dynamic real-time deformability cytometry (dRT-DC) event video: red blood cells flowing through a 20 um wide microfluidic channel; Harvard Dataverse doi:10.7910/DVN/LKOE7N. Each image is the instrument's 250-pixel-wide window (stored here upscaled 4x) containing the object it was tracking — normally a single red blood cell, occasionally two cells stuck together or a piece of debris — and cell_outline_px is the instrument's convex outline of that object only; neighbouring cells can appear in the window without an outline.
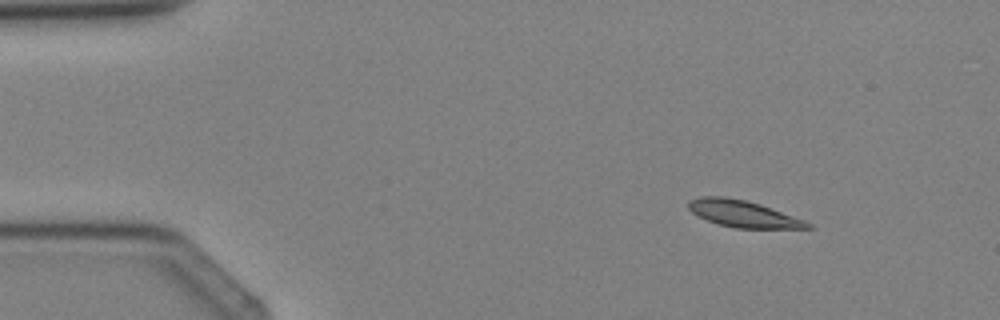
{"species": "Egyptian fruit bat (a non-hibernating species)", "species_latin": "Rousettus aegyptiacus", "temperature_condition": "cold", "stored_images_in_passage": 4, "camera_frame_rate_fps": 3000, "um_per_image_px": 0.085, "animal": {"sex": "female"}, "frame": {"image": 1, "passage_image": 1, "time_ms": 0.0, "image_size_px": [1000, 320], "cell_outline_px": [[816, 228], [736, 228], [720, 224], [708, 220], [692, 212], [688, 208], [688, 200], [700, 196], [724, 196], [744, 200], [760, 204], [804, 220], [812, 224]], "centroid_in_image_um": [63.16, 18.16], "position_along_channel_um": 21.8, "area_um2": 18.32}}
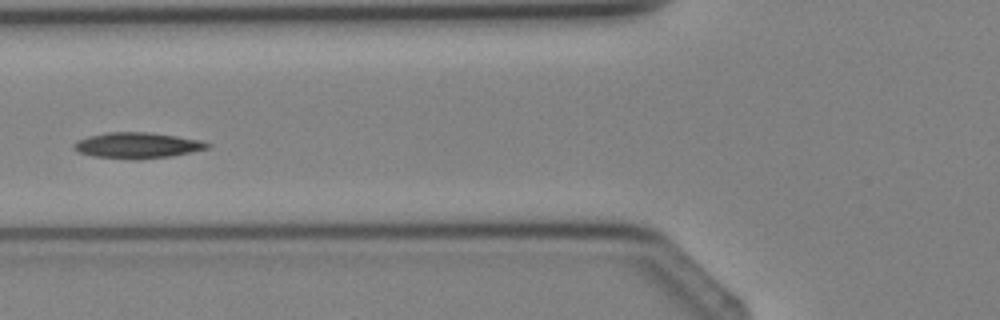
{"frame": {"image": 2, "passage_image": 4, "time_ms": 3.333, "image_size_px": [1000, 320], "cell_outline_px": [[212, 144], [208, 148], [168, 156], [140, 160], [132, 160], [92, 156], [76, 152], [72, 148], [72, 144], [88, 136], [108, 132], [148, 132], [200, 140]], "centroid_in_image_um": [11.6, 12.37], "position_along_channel_um": 114.2, "area_um2": 20.06}}